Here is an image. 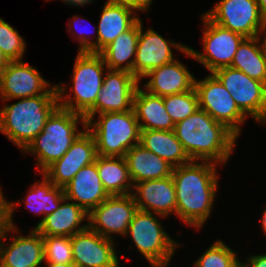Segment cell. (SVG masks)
<instances>
[{
  "label": "cell",
  "instance_id": "obj_1",
  "mask_svg": "<svg viewBox=\"0 0 266 267\" xmlns=\"http://www.w3.org/2000/svg\"><path fill=\"white\" fill-rule=\"evenodd\" d=\"M217 165L209 161H191L172 169L176 217L197 230L206 224L214 208L219 182Z\"/></svg>",
  "mask_w": 266,
  "mask_h": 267
},
{
  "label": "cell",
  "instance_id": "obj_2",
  "mask_svg": "<svg viewBox=\"0 0 266 267\" xmlns=\"http://www.w3.org/2000/svg\"><path fill=\"white\" fill-rule=\"evenodd\" d=\"M174 132L192 161L226 164L238 137L209 113L198 108L175 124Z\"/></svg>",
  "mask_w": 266,
  "mask_h": 267
},
{
  "label": "cell",
  "instance_id": "obj_3",
  "mask_svg": "<svg viewBox=\"0 0 266 267\" xmlns=\"http://www.w3.org/2000/svg\"><path fill=\"white\" fill-rule=\"evenodd\" d=\"M19 100L0 109V132L24 151L42 132L47 118L58 107L56 85L45 94Z\"/></svg>",
  "mask_w": 266,
  "mask_h": 267
},
{
  "label": "cell",
  "instance_id": "obj_4",
  "mask_svg": "<svg viewBox=\"0 0 266 267\" xmlns=\"http://www.w3.org/2000/svg\"><path fill=\"white\" fill-rule=\"evenodd\" d=\"M107 70L99 53L78 52L73 67V85L69 89L73 95L66 94L68 87L58 83V106L85 117L95 106Z\"/></svg>",
  "mask_w": 266,
  "mask_h": 267
},
{
  "label": "cell",
  "instance_id": "obj_5",
  "mask_svg": "<svg viewBox=\"0 0 266 267\" xmlns=\"http://www.w3.org/2000/svg\"><path fill=\"white\" fill-rule=\"evenodd\" d=\"M79 121H81L82 128L86 129L83 115L59 106L47 118L42 132L23 151L36 156V169L40 173L64 156L72 143L83 132L78 129Z\"/></svg>",
  "mask_w": 266,
  "mask_h": 267
},
{
  "label": "cell",
  "instance_id": "obj_6",
  "mask_svg": "<svg viewBox=\"0 0 266 267\" xmlns=\"http://www.w3.org/2000/svg\"><path fill=\"white\" fill-rule=\"evenodd\" d=\"M89 119L86 129L93 135L97 155L124 157L140 143V127L134 110L98 114V120Z\"/></svg>",
  "mask_w": 266,
  "mask_h": 267
},
{
  "label": "cell",
  "instance_id": "obj_7",
  "mask_svg": "<svg viewBox=\"0 0 266 267\" xmlns=\"http://www.w3.org/2000/svg\"><path fill=\"white\" fill-rule=\"evenodd\" d=\"M157 216L164 217L138 209L125 236H131L134 245L150 266L170 265L171 258L180 245L164 230Z\"/></svg>",
  "mask_w": 266,
  "mask_h": 267
},
{
  "label": "cell",
  "instance_id": "obj_8",
  "mask_svg": "<svg viewBox=\"0 0 266 267\" xmlns=\"http://www.w3.org/2000/svg\"><path fill=\"white\" fill-rule=\"evenodd\" d=\"M202 22L204 53L191 47L183 53L200 62L210 73L222 67H230L238 46L245 37L215 24L205 14L202 15Z\"/></svg>",
  "mask_w": 266,
  "mask_h": 267
},
{
  "label": "cell",
  "instance_id": "obj_9",
  "mask_svg": "<svg viewBox=\"0 0 266 267\" xmlns=\"http://www.w3.org/2000/svg\"><path fill=\"white\" fill-rule=\"evenodd\" d=\"M194 88L198 95L199 108L231 130L237 137L241 133V124L247 117L239 110L231 93L213 74L198 81L195 78Z\"/></svg>",
  "mask_w": 266,
  "mask_h": 267
},
{
  "label": "cell",
  "instance_id": "obj_10",
  "mask_svg": "<svg viewBox=\"0 0 266 267\" xmlns=\"http://www.w3.org/2000/svg\"><path fill=\"white\" fill-rule=\"evenodd\" d=\"M231 93L239 110L258 123L266 124V84L232 67H222L213 72Z\"/></svg>",
  "mask_w": 266,
  "mask_h": 267
},
{
  "label": "cell",
  "instance_id": "obj_11",
  "mask_svg": "<svg viewBox=\"0 0 266 267\" xmlns=\"http://www.w3.org/2000/svg\"><path fill=\"white\" fill-rule=\"evenodd\" d=\"M20 204V201H8V226L0 239V267H40L44 262V241L36 229L32 228L27 236L18 234L11 237L13 240L8 246L3 240L8 239V233L19 231L12 218L14 210Z\"/></svg>",
  "mask_w": 266,
  "mask_h": 267
},
{
  "label": "cell",
  "instance_id": "obj_12",
  "mask_svg": "<svg viewBox=\"0 0 266 267\" xmlns=\"http://www.w3.org/2000/svg\"><path fill=\"white\" fill-rule=\"evenodd\" d=\"M204 14L215 24L245 38L257 37L265 19L256 0H220Z\"/></svg>",
  "mask_w": 266,
  "mask_h": 267
},
{
  "label": "cell",
  "instance_id": "obj_13",
  "mask_svg": "<svg viewBox=\"0 0 266 267\" xmlns=\"http://www.w3.org/2000/svg\"><path fill=\"white\" fill-rule=\"evenodd\" d=\"M137 210L131 194L109 196L88 214V227L107 239L115 240L112 234H127Z\"/></svg>",
  "mask_w": 266,
  "mask_h": 267
},
{
  "label": "cell",
  "instance_id": "obj_14",
  "mask_svg": "<svg viewBox=\"0 0 266 267\" xmlns=\"http://www.w3.org/2000/svg\"><path fill=\"white\" fill-rule=\"evenodd\" d=\"M140 81L125 70H107L94 108L85 121L107 112H125L133 109V97Z\"/></svg>",
  "mask_w": 266,
  "mask_h": 267
},
{
  "label": "cell",
  "instance_id": "obj_15",
  "mask_svg": "<svg viewBox=\"0 0 266 267\" xmlns=\"http://www.w3.org/2000/svg\"><path fill=\"white\" fill-rule=\"evenodd\" d=\"M142 24L140 19L139 37L133 66V75L139 81H142L144 76L152 69L171 63L176 59L171 48L174 47L182 53L188 48V46L176 43L173 40L167 41L152 28L144 32Z\"/></svg>",
  "mask_w": 266,
  "mask_h": 267
},
{
  "label": "cell",
  "instance_id": "obj_16",
  "mask_svg": "<svg viewBox=\"0 0 266 267\" xmlns=\"http://www.w3.org/2000/svg\"><path fill=\"white\" fill-rule=\"evenodd\" d=\"M51 84L23 60L10 61L0 73L1 100L29 98L45 94Z\"/></svg>",
  "mask_w": 266,
  "mask_h": 267
},
{
  "label": "cell",
  "instance_id": "obj_17",
  "mask_svg": "<svg viewBox=\"0 0 266 267\" xmlns=\"http://www.w3.org/2000/svg\"><path fill=\"white\" fill-rule=\"evenodd\" d=\"M82 130L83 132L72 143L64 156L43 172L57 187L65 188L81 168L96 160L97 150L94 137L87 129Z\"/></svg>",
  "mask_w": 266,
  "mask_h": 267
},
{
  "label": "cell",
  "instance_id": "obj_18",
  "mask_svg": "<svg viewBox=\"0 0 266 267\" xmlns=\"http://www.w3.org/2000/svg\"><path fill=\"white\" fill-rule=\"evenodd\" d=\"M73 264L76 267H119L115 241L89 227L71 237Z\"/></svg>",
  "mask_w": 266,
  "mask_h": 267
},
{
  "label": "cell",
  "instance_id": "obj_19",
  "mask_svg": "<svg viewBox=\"0 0 266 267\" xmlns=\"http://www.w3.org/2000/svg\"><path fill=\"white\" fill-rule=\"evenodd\" d=\"M131 195L140 210L164 217L172 213L176 215V190L172 175L134 183Z\"/></svg>",
  "mask_w": 266,
  "mask_h": 267
},
{
  "label": "cell",
  "instance_id": "obj_20",
  "mask_svg": "<svg viewBox=\"0 0 266 267\" xmlns=\"http://www.w3.org/2000/svg\"><path fill=\"white\" fill-rule=\"evenodd\" d=\"M144 77H148L149 81L142 87L161 97L190 91L195 81L193 74L178 59L152 69Z\"/></svg>",
  "mask_w": 266,
  "mask_h": 267
},
{
  "label": "cell",
  "instance_id": "obj_21",
  "mask_svg": "<svg viewBox=\"0 0 266 267\" xmlns=\"http://www.w3.org/2000/svg\"><path fill=\"white\" fill-rule=\"evenodd\" d=\"M65 197L88 214L109 197L94 163L81 168L64 188Z\"/></svg>",
  "mask_w": 266,
  "mask_h": 267
},
{
  "label": "cell",
  "instance_id": "obj_22",
  "mask_svg": "<svg viewBox=\"0 0 266 267\" xmlns=\"http://www.w3.org/2000/svg\"><path fill=\"white\" fill-rule=\"evenodd\" d=\"M85 219H87V224H82ZM88 219V213L84 209L65 197L58 209L45 216L44 220L35 229L42 237H72L88 228Z\"/></svg>",
  "mask_w": 266,
  "mask_h": 267
},
{
  "label": "cell",
  "instance_id": "obj_23",
  "mask_svg": "<svg viewBox=\"0 0 266 267\" xmlns=\"http://www.w3.org/2000/svg\"><path fill=\"white\" fill-rule=\"evenodd\" d=\"M130 7L107 0L102 8L96 38V53H100L121 33L129 30L140 18Z\"/></svg>",
  "mask_w": 266,
  "mask_h": 267
},
{
  "label": "cell",
  "instance_id": "obj_24",
  "mask_svg": "<svg viewBox=\"0 0 266 267\" xmlns=\"http://www.w3.org/2000/svg\"><path fill=\"white\" fill-rule=\"evenodd\" d=\"M133 110L140 130H174L175 124L165 109L163 97L153 95L140 86L133 97Z\"/></svg>",
  "mask_w": 266,
  "mask_h": 267
},
{
  "label": "cell",
  "instance_id": "obj_25",
  "mask_svg": "<svg viewBox=\"0 0 266 267\" xmlns=\"http://www.w3.org/2000/svg\"><path fill=\"white\" fill-rule=\"evenodd\" d=\"M124 157L133 184L145 180L163 179L172 175L173 167L141 144L130 148Z\"/></svg>",
  "mask_w": 266,
  "mask_h": 267
},
{
  "label": "cell",
  "instance_id": "obj_26",
  "mask_svg": "<svg viewBox=\"0 0 266 267\" xmlns=\"http://www.w3.org/2000/svg\"><path fill=\"white\" fill-rule=\"evenodd\" d=\"M139 144L166 160L172 167L192 161L174 130H141Z\"/></svg>",
  "mask_w": 266,
  "mask_h": 267
},
{
  "label": "cell",
  "instance_id": "obj_27",
  "mask_svg": "<svg viewBox=\"0 0 266 267\" xmlns=\"http://www.w3.org/2000/svg\"><path fill=\"white\" fill-rule=\"evenodd\" d=\"M139 29L140 19L99 53L109 70H125L133 74Z\"/></svg>",
  "mask_w": 266,
  "mask_h": 267
},
{
  "label": "cell",
  "instance_id": "obj_28",
  "mask_svg": "<svg viewBox=\"0 0 266 267\" xmlns=\"http://www.w3.org/2000/svg\"><path fill=\"white\" fill-rule=\"evenodd\" d=\"M96 167L103 187L109 196L131 194L133 182L125 157H96Z\"/></svg>",
  "mask_w": 266,
  "mask_h": 267
},
{
  "label": "cell",
  "instance_id": "obj_29",
  "mask_svg": "<svg viewBox=\"0 0 266 267\" xmlns=\"http://www.w3.org/2000/svg\"><path fill=\"white\" fill-rule=\"evenodd\" d=\"M42 181H37L28 190V194L22 199L26 208L35 214L44 215L34 229L44 220V217L58 209L65 198L64 188L55 186L43 173Z\"/></svg>",
  "mask_w": 266,
  "mask_h": 267
},
{
  "label": "cell",
  "instance_id": "obj_30",
  "mask_svg": "<svg viewBox=\"0 0 266 267\" xmlns=\"http://www.w3.org/2000/svg\"><path fill=\"white\" fill-rule=\"evenodd\" d=\"M257 37L244 38L239 44L230 67L266 84V56Z\"/></svg>",
  "mask_w": 266,
  "mask_h": 267
},
{
  "label": "cell",
  "instance_id": "obj_31",
  "mask_svg": "<svg viewBox=\"0 0 266 267\" xmlns=\"http://www.w3.org/2000/svg\"><path fill=\"white\" fill-rule=\"evenodd\" d=\"M231 247L216 240L194 262L193 267H241V262Z\"/></svg>",
  "mask_w": 266,
  "mask_h": 267
},
{
  "label": "cell",
  "instance_id": "obj_32",
  "mask_svg": "<svg viewBox=\"0 0 266 267\" xmlns=\"http://www.w3.org/2000/svg\"><path fill=\"white\" fill-rule=\"evenodd\" d=\"M165 109L174 124L193 114L198 108V95L193 87L190 91L163 97Z\"/></svg>",
  "mask_w": 266,
  "mask_h": 267
},
{
  "label": "cell",
  "instance_id": "obj_33",
  "mask_svg": "<svg viewBox=\"0 0 266 267\" xmlns=\"http://www.w3.org/2000/svg\"><path fill=\"white\" fill-rule=\"evenodd\" d=\"M26 42L13 26L0 18V48L9 61L22 60Z\"/></svg>",
  "mask_w": 266,
  "mask_h": 267
},
{
  "label": "cell",
  "instance_id": "obj_34",
  "mask_svg": "<svg viewBox=\"0 0 266 267\" xmlns=\"http://www.w3.org/2000/svg\"><path fill=\"white\" fill-rule=\"evenodd\" d=\"M43 241L45 263H73L71 237L46 236Z\"/></svg>",
  "mask_w": 266,
  "mask_h": 267
},
{
  "label": "cell",
  "instance_id": "obj_35",
  "mask_svg": "<svg viewBox=\"0 0 266 267\" xmlns=\"http://www.w3.org/2000/svg\"><path fill=\"white\" fill-rule=\"evenodd\" d=\"M73 19L71 20L72 22L70 23L69 22V24H67V26H68V32H74V30H77L76 28H75V23H77L78 24V22H79V19H82L81 18V16H77V15H75V16H73L72 17ZM78 20V21H77ZM74 26V27H73ZM73 27V28H72ZM74 29V30H73ZM78 30H80L79 32L78 31H75L74 33H73V35H75L76 34V32H78L77 33V36H75V38L79 41L78 43H80V47L78 48V52H90V53H96V41H94V40H92L91 38H89V37H87L86 35H87V32H86V30H82L81 28L80 29H78ZM82 31V32H81ZM91 32V31H90Z\"/></svg>",
  "mask_w": 266,
  "mask_h": 267
},
{
  "label": "cell",
  "instance_id": "obj_36",
  "mask_svg": "<svg viewBox=\"0 0 266 267\" xmlns=\"http://www.w3.org/2000/svg\"><path fill=\"white\" fill-rule=\"evenodd\" d=\"M3 195L0 187V239L8 226V201Z\"/></svg>",
  "mask_w": 266,
  "mask_h": 267
},
{
  "label": "cell",
  "instance_id": "obj_37",
  "mask_svg": "<svg viewBox=\"0 0 266 267\" xmlns=\"http://www.w3.org/2000/svg\"><path fill=\"white\" fill-rule=\"evenodd\" d=\"M111 1L122 3L130 7L135 12L143 11L146 13V11L149 10L153 0H111Z\"/></svg>",
  "mask_w": 266,
  "mask_h": 267
},
{
  "label": "cell",
  "instance_id": "obj_38",
  "mask_svg": "<svg viewBox=\"0 0 266 267\" xmlns=\"http://www.w3.org/2000/svg\"><path fill=\"white\" fill-rule=\"evenodd\" d=\"M245 262H241V267H266V253L249 255Z\"/></svg>",
  "mask_w": 266,
  "mask_h": 267
},
{
  "label": "cell",
  "instance_id": "obj_39",
  "mask_svg": "<svg viewBox=\"0 0 266 267\" xmlns=\"http://www.w3.org/2000/svg\"><path fill=\"white\" fill-rule=\"evenodd\" d=\"M257 38L259 40H263L262 42H260L261 48L263 53L266 56V18L264 19V22L262 23V26L260 28V30L258 31V35Z\"/></svg>",
  "mask_w": 266,
  "mask_h": 267
},
{
  "label": "cell",
  "instance_id": "obj_40",
  "mask_svg": "<svg viewBox=\"0 0 266 267\" xmlns=\"http://www.w3.org/2000/svg\"><path fill=\"white\" fill-rule=\"evenodd\" d=\"M10 63L7 57L4 55L3 51L0 48V73L2 70Z\"/></svg>",
  "mask_w": 266,
  "mask_h": 267
},
{
  "label": "cell",
  "instance_id": "obj_41",
  "mask_svg": "<svg viewBox=\"0 0 266 267\" xmlns=\"http://www.w3.org/2000/svg\"><path fill=\"white\" fill-rule=\"evenodd\" d=\"M93 0H69V5L71 6H86L89 3H92Z\"/></svg>",
  "mask_w": 266,
  "mask_h": 267
},
{
  "label": "cell",
  "instance_id": "obj_42",
  "mask_svg": "<svg viewBox=\"0 0 266 267\" xmlns=\"http://www.w3.org/2000/svg\"><path fill=\"white\" fill-rule=\"evenodd\" d=\"M261 14L266 18V0H256Z\"/></svg>",
  "mask_w": 266,
  "mask_h": 267
},
{
  "label": "cell",
  "instance_id": "obj_43",
  "mask_svg": "<svg viewBox=\"0 0 266 267\" xmlns=\"http://www.w3.org/2000/svg\"><path fill=\"white\" fill-rule=\"evenodd\" d=\"M47 267H76L73 263H45Z\"/></svg>",
  "mask_w": 266,
  "mask_h": 267
},
{
  "label": "cell",
  "instance_id": "obj_44",
  "mask_svg": "<svg viewBox=\"0 0 266 267\" xmlns=\"http://www.w3.org/2000/svg\"><path fill=\"white\" fill-rule=\"evenodd\" d=\"M260 221L262 223L261 229L263 230L264 235H266V208L262 213V219H260Z\"/></svg>",
  "mask_w": 266,
  "mask_h": 267
},
{
  "label": "cell",
  "instance_id": "obj_45",
  "mask_svg": "<svg viewBox=\"0 0 266 267\" xmlns=\"http://www.w3.org/2000/svg\"><path fill=\"white\" fill-rule=\"evenodd\" d=\"M169 265H156V266H151V267H168Z\"/></svg>",
  "mask_w": 266,
  "mask_h": 267
},
{
  "label": "cell",
  "instance_id": "obj_46",
  "mask_svg": "<svg viewBox=\"0 0 266 267\" xmlns=\"http://www.w3.org/2000/svg\"><path fill=\"white\" fill-rule=\"evenodd\" d=\"M49 1V0H46ZM65 4H69V0H62Z\"/></svg>",
  "mask_w": 266,
  "mask_h": 267
}]
</instances>
